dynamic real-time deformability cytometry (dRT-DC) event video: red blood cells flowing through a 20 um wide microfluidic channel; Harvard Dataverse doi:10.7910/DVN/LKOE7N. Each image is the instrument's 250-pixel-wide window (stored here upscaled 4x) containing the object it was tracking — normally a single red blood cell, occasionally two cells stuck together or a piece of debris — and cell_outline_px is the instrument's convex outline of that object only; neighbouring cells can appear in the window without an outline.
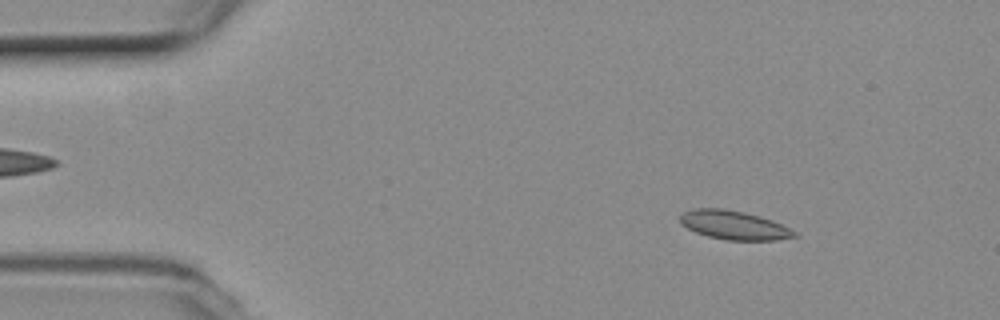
{"species": "common noctule bat (a hibernating species)", "species_latin": "Nyctalus noctula", "temperature_condition": "room temperature", "stored_images_in_passage": 54, "camera_frame_rate_fps": 3000, "um_per_image_px": 0.085, "animal": {"sex": "female", "body_mass_g": 19.3, "forearm_length_mm": 54.1}, "frame": {"image": 1, "passage_image": 7, "time_ms": 2.0, "image_size_px": [1000, 320], "cell_outline_px": [[800, 236], [776, 240], [724, 240], [708, 236], [696, 232], [680, 224], [680, 216], [684, 212], [692, 208], [724, 208], [744, 212], [760, 216], [772, 220], [796, 232]], "centroid_in_image_um": [62.38, 19.13], "position_along_channel_um": 22.6, "area_um2": 19.25}}
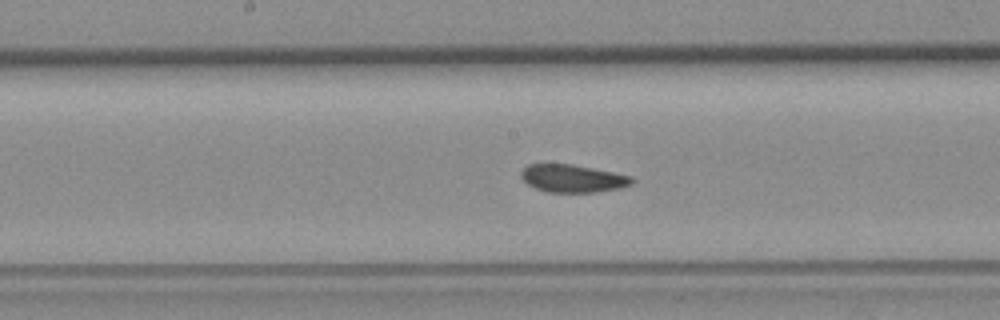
{"frame": {"image": 2, "passage_image": 27, "time_ms": 8.667, "image_size_px": [1000, 320], "cell_outline_px": [[636, 180], [632, 184], [620, 188], [592, 192], [548, 192], [536, 188], [528, 184], [520, 176], [520, 172], [528, 164], [572, 164], [632, 176]], "centroid_in_image_um": [48.69, 15.16], "position_along_channel_um": 199.5, "area_um2": 17.8}}
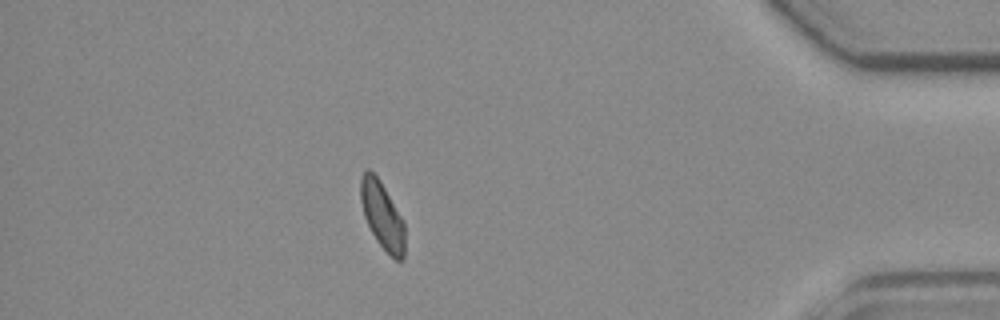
{"frame": {"image": 3, "passage_image": 47, "time_ms": 15.333, "image_size_px": [1000, 320], "cell_outline_px": [[404, 260], [396, 260], [376, 240], [364, 216], [360, 200], [360, 176], [368, 168], [380, 180], [404, 220]], "centroid_in_image_um": [32.48, 18.28], "position_along_channel_um": 402.7, "area_um2": 17.22}, "authors_computed_cell_mechanics": {"area_um2": 18.5249, "velocity_mm_per_s": 3.7776, "shape_relaxation_time_tau1_ms": 8.2919, "shape_relaxation_time_tau2_ms": 1.3077, "deformation_change_tau1": 0.1616, "deformation_change_tau2": 0.0812}}